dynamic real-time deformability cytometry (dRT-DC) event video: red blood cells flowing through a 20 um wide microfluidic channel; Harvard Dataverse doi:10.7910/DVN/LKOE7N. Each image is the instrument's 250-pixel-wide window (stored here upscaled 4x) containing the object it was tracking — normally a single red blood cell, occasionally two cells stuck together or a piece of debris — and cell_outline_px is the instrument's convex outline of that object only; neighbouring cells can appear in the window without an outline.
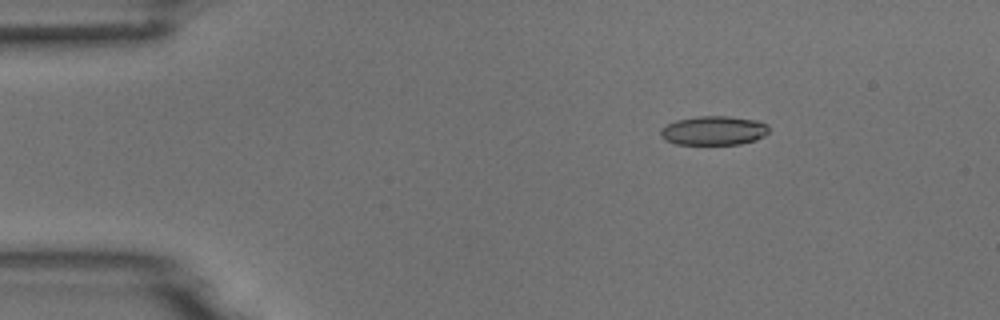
{"species": "common noctule bat (a hibernating species)", "species_latin": "Nyctalus noctula", "temperature_condition": "room temperature", "stored_images_in_passage": 3, "camera_frame_rate_fps": 3000, "um_per_image_px": 0.085, "animal": {"sex": "male", "body_mass_g": 18.8}, "frame": {"image": 1, "passage_image": 1, "time_ms": 0.0, "image_size_px": [1000, 320], "cell_outline_px": [[768, 132], [764, 136], [756, 140], [740, 144], [676, 144], [664, 140], [660, 136], [660, 128], [676, 120], [696, 116], [728, 116], [756, 120], [768, 124]], "centroid_in_image_um": [60.65, 11.1], "position_along_channel_um": 24.3, "area_um2": 18.5}}